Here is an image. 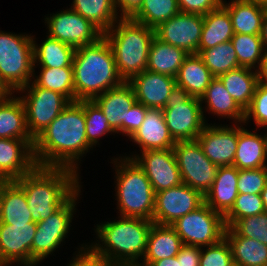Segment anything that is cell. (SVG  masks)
<instances>
[{
	"label": "cell",
	"mask_w": 267,
	"mask_h": 266,
	"mask_svg": "<svg viewBox=\"0 0 267 266\" xmlns=\"http://www.w3.org/2000/svg\"><path fill=\"white\" fill-rule=\"evenodd\" d=\"M179 12L177 0H143L139 9L130 18L155 29Z\"/></svg>",
	"instance_id": "cell-37"
},
{
	"label": "cell",
	"mask_w": 267,
	"mask_h": 266,
	"mask_svg": "<svg viewBox=\"0 0 267 266\" xmlns=\"http://www.w3.org/2000/svg\"><path fill=\"white\" fill-rule=\"evenodd\" d=\"M93 101L103 111L109 126L116 132L122 133V122L126 111L137 102L132 86L124 81L120 86L112 88L95 97Z\"/></svg>",
	"instance_id": "cell-22"
},
{
	"label": "cell",
	"mask_w": 267,
	"mask_h": 266,
	"mask_svg": "<svg viewBox=\"0 0 267 266\" xmlns=\"http://www.w3.org/2000/svg\"><path fill=\"white\" fill-rule=\"evenodd\" d=\"M69 266H115L104 257L96 254L90 247L85 244V247L82 245L80 251L73 258V261H70Z\"/></svg>",
	"instance_id": "cell-49"
},
{
	"label": "cell",
	"mask_w": 267,
	"mask_h": 266,
	"mask_svg": "<svg viewBox=\"0 0 267 266\" xmlns=\"http://www.w3.org/2000/svg\"><path fill=\"white\" fill-rule=\"evenodd\" d=\"M200 100L201 103L207 104L205 109L210 110L214 115L232 118L231 120L234 119L240 125L244 124L245 111L231 97L218 77L211 81Z\"/></svg>",
	"instance_id": "cell-34"
},
{
	"label": "cell",
	"mask_w": 267,
	"mask_h": 266,
	"mask_svg": "<svg viewBox=\"0 0 267 266\" xmlns=\"http://www.w3.org/2000/svg\"><path fill=\"white\" fill-rule=\"evenodd\" d=\"M233 36L234 31L230 14L221 4L217 9L203 16V28L198 50H205L231 41Z\"/></svg>",
	"instance_id": "cell-32"
},
{
	"label": "cell",
	"mask_w": 267,
	"mask_h": 266,
	"mask_svg": "<svg viewBox=\"0 0 267 266\" xmlns=\"http://www.w3.org/2000/svg\"><path fill=\"white\" fill-rule=\"evenodd\" d=\"M173 151L182 183L204 196L211 188L219 166L205 156L197 140L177 141Z\"/></svg>",
	"instance_id": "cell-11"
},
{
	"label": "cell",
	"mask_w": 267,
	"mask_h": 266,
	"mask_svg": "<svg viewBox=\"0 0 267 266\" xmlns=\"http://www.w3.org/2000/svg\"><path fill=\"white\" fill-rule=\"evenodd\" d=\"M232 127V128H231ZM207 125L196 138L205 156L217 166H232L238 143V126Z\"/></svg>",
	"instance_id": "cell-18"
},
{
	"label": "cell",
	"mask_w": 267,
	"mask_h": 266,
	"mask_svg": "<svg viewBox=\"0 0 267 266\" xmlns=\"http://www.w3.org/2000/svg\"><path fill=\"white\" fill-rule=\"evenodd\" d=\"M253 71V72H252ZM224 87L245 111L253 99L255 88L260 81L258 69L239 67L218 76Z\"/></svg>",
	"instance_id": "cell-29"
},
{
	"label": "cell",
	"mask_w": 267,
	"mask_h": 266,
	"mask_svg": "<svg viewBox=\"0 0 267 266\" xmlns=\"http://www.w3.org/2000/svg\"><path fill=\"white\" fill-rule=\"evenodd\" d=\"M260 37L262 39L264 48L267 49V11L263 20Z\"/></svg>",
	"instance_id": "cell-55"
},
{
	"label": "cell",
	"mask_w": 267,
	"mask_h": 266,
	"mask_svg": "<svg viewBox=\"0 0 267 266\" xmlns=\"http://www.w3.org/2000/svg\"><path fill=\"white\" fill-rule=\"evenodd\" d=\"M231 228L242 237L267 245V212L238 219Z\"/></svg>",
	"instance_id": "cell-43"
},
{
	"label": "cell",
	"mask_w": 267,
	"mask_h": 266,
	"mask_svg": "<svg viewBox=\"0 0 267 266\" xmlns=\"http://www.w3.org/2000/svg\"><path fill=\"white\" fill-rule=\"evenodd\" d=\"M35 77L36 86L59 92L70 102L75 101L73 67H41V73Z\"/></svg>",
	"instance_id": "cell-38"
},
{
	"label": "cell",
	"mask_w": 267,
	"mask_h": 266,
	"mask_svg": "<svg viewBox=\"0 0 267 266\" xmlns=\"http://www.w3.org/2000/svg\"><path fill=\"white\" fill-rule=\"evenodd\" d=\"M118 218L97 224L95 232L100 241L89 247L115 266H137L138 259L141 261L145 254L153 221L139 217Z\"/></svg>",
	"instance_id": "cell-3"
},
{
	"label": "cell",
	"mask_w": 267,
	"mask_h": 266,
	"mask_svg": "<svg viewBox=\"0 0 267 266\" xmlns=\"http://www.w3.org/2000/svg\"><path fill=\"white\" fill-rule=\"evenodd\" d=\"M48 36L70 45L74 49L93 44L103 32L91 21L69 8L47 16Z\"/></svg>",
	"instance_id": "cell-13"
},
{
	"label": "cell",
	"mask_w": 267,
	"mask_h": 266,
	"mask_svg": "<svg viewBox=\"0 0 267 266\" xmlns=\"http://www.w3.org/2000/svg\"><path fill=\"white\" fill-rule=\"evenodd\" d=\"M204 203V196L190 186H178L155 193L153 223L171 225Z\"/></svg>",
	"instance_id": "cell-14"
},
{
	"label": "cell",
	"mask_w": 267,
	"mask_h": 266,
	"mask_svg": "<svg viewBox=\"0 0 267 266\" xmlns=\"http://www.w3.org/2000/svg\"><path fill=\"white\" fill-rule=\"evenodd\" d=\"M180 12L198 14L204 16L206 13L217 9L222 0H177Z\"/></svg>",
	"instance_id": "cell-48"
},
{
	"label": "cell",
	"mask_w": 267,
	"mask_h": 266,
	"mask_svg": "<svg viewBox=\"0 0 267 266\" xmlns=\"http://www.w3.org/2000/svg\"><path fill=\"white\" fill-rule=\"evenodd\" d=\"M214 78L198 54H189L179 68L175 80L176 85L191 96L200 98Z\"/></svg>",
	"instance_id": "cell-28"
},
{
	"label": "cell",
	"mask_w": 267,
	"mask_h": 266,
	"mask_svg": "<svg viewBox=\"0 0 267 266\" xmlns=\"http://www.w3.org/2000/svg\"><path fill=\"white\" fill-rule=\"evenodd\" d=\"M34 65L39 63L41 67L62 68L73 67V59L76 49L57 39L47 38L38 46L33 37Z\"/></svg>",
	"instance_id": "cell-35"
},
{
	"label": "cell",
	"mask_w": 267,
	"mask_h": 266,
	"mask_svg": "<svg viewBox=\"0 0 267 266\" xmlns=\"http://www.w3.org/2000/svg\"><path fill=\"white\" fill-rule=\"evenodd\" d=\"M71 9L91 21L103 33L121 18L117 15L119 12L116 10L114 0H73Z\"/></svg>",
	"instance_id": "cell-36"
},
{
	"label": "cell",
	"mask_w": 267,
	"mask_h": 266,
	"mask_svg": "<svg viewBox=\"0 0 267 266\" xmlns=\"http://www.w3.org/2000/svg\"><path fill=\"white\" fill-rule=\"evenodd\" d=\"M201 100L175 85L162 109L165 123L173 139L196 140L207 125Z\"/></svg>",
	"instance_id": "cell-8"
},
{
	"label": "cell",
	"mask_w": 267,
	"mask_h": 266,
	"mask_svg": "<svg viewBox=\"0 0 267 266\" xmlns=\"http://www.w3.org/2000/svg\"><path fill=\"white\" fill-rule=\"evenodd\" d=\"M93 148L87 141L84 100L70 102L34 139L37 166L78 171L80 157Z\"/></svg>",
	"instance_id": "cell-1"
},
{
	"label": "cell",
	"mask_w": 267,
	"mask_h": 266,
	"mask_svg": "<svg viewBox=\"0 0 267 266\" xmlns=\"http://www.w3.org/2000/svg\"><path fill=\"white\" fill-rule=\"evenodd\" d=\"M267 184V167L259 169H244L238 173L239 194H259Z\"/></svg>",
	"instance_id": "cell-46"
},
{
	"label": "cell",
	"mask_w": 267,
	"mask_h": 266,
	"mask_svg": "<svg viewBox=\"0 0 267 266\" xmlns=\"http://www.w3.org/2000/svg\"><path fill=\"white\" fill-rule=\"evenodd\" d=\"M147 109L143 104L136 102L132 108L126 111L125 120L122 122V133L130 138L137 132L144 121Z\"/></svg>",
	"instance_id": "cell-47"
},
{
	"label": "cell",
	"mask_w": 267,
	"mask_h": 266,
	"mask_svg": "<svg viewBox=\"0 0 267 266\" xmlns=\"http://www.w3.org/2000/svg\"><path fill=\"white\" fill-rule=\"evenodd\" d=\"M84 115L86 121V136L88 143L93 147L102 135L116 133L104 116L103 111L93 100H84Z\"/></svg>",
	"instance_id": "cell-41"
},
{
	"label": "cell",
	"mask_w": 267,
	"mask_h": 266,
	"mask_svg": "<svg viewBox=\"0 0 267 266\" xmlns=\"http://www.w3.org/2000/svg\"><path fill=\"white\" fill-rule=\"evenodd\" d=\"M115 158L118 213L122 217L153 219L155 192L151 182L137 163L130 158Z\"/></svg>",
	"instance_id": "cell-6"
},
{
	"label": "cell",
	"mask_w": 267,
	"mask_h": 266,
	"mask_svg": "<svg viewBox=\"0 0 267 266\" xmlns=\"http://www.w3.org/2000/svg\"><path fill=\"white\" fill-rule=\"evenodd\" d=\"M33 44V36L0 31V78L13 93L34 78Z\"/></svg>",
	"instance_id": "cell-7"
},
{
	"label": "cell",
	"mask_w": 267,
	"mask_h": 266,
	"mask_svg": "<svg viewBox=\"0 0 267 266\" xmlns=\"http://www.w3.org/2000/svg\"><path fill=\"white\" fill-rule=\"evenodd\" d=\"M142 2L143 0H114L116 10L121 11V17H131L139 9Z\"/></svg>",
	"instance_id": "cell-51"
},
{
	"label": "cell",
	"mask_w": 267,
	"mask_h": 266,
	"mask_svg": "<svg viewBox=\"0 0 267 266\" xmlns=\"http://www.w3.org/2000/svg\"><path fill=\"white\" fill-rule=\"evenodd\" d=\"M0 223H33L24 190L14 181H0Z\"/></svg>",
	"instance_id": "cell-24"
},
{
	"label": "cell",
	"mask_w": 267,
	"mask_h": 266,
	"mask_svg": "<svg viewBox=\"0 0 267 266\" xmlns=\"http://www.w3.org/2000/svg\"><path fill=\"white\" fill-rule=\"evenodd\" d=\"M238 173L235 166H219L214 182L204 195V202L225 216L233 207L238 193Z\"/></svg>",
	"instance_id": "cell-23"
},
{
	"label": "cell",
	"mask_w": 267,
	"mask_h": 266,
	"mask_svg": "<svg viewBox=\"0 0 267 266\" xmlns=\"http://www.w3.org/2000/svg\"><path fill=\"white\" fill-rule=\"evenodd\" d=\"M261 197H262L263 205L265 208V212H267V184L261 192Z\"/></svg>",
	"instance_id": "cell-56"
},
{
	"label": "cell",
	"mask_w": 267,
	"mask_h": 266,
	"mask_svg": "<svg viewBox=\"0 0 267 266\" xmlns=\"http://www.w3.org/2000/svg\"><path fill=\"white\" fill-rule=\"evenodd\" d=\"M78 176L68 168L36 166L14 180L26 194L33 222L46 220L80 189Z\"/></svg>",
	"instance_id": "cell-2"
},
{
	"label": "cell",
	"mask_w": 267,
	"mask_h": 266,
	"mask_svg": "<svg viewBox=\"0 0 267 266\" xmlns=\"http://www.w3.org/2000/svg\"><path fill=\"white\" fill-rule=\"evenodd\" d=\"M13 92L6 86L0 78V101L9 98Z\"/></svg>",
	"instance_id": "cell-54"
},
{
	"label": "cell",
	"mask_w": 267,
	"mask_h": 266,
	"mask_svg": "<svg viewBox=\"0 0 267 266\" xmlns=\"http://www.w3.org/2000/svg\"><path fill=\"white\" fill-rule=\"evenodd\" d=\"M128 83L132 86L138 103L147 108L162 110L176 85V80L146 69L133 76Z\"/></svg>",
	"instance_id": "cell-20"
},
{
	"label": "cell",
	"mask_w": 267,
	"mask_h": 266,
	"mask_svg": "<svg viewBox=\"0 0 267 266\" xmlns=\"http://www.w3.org/2000/svg\"><path fill=\"white\" fill-rule=\"evenodd\" d=\"M37 223H0V266H32V244Z\"/></svg>",
	"instance_id": "cell-17"
},
{
	"label": "cell",
	"mask_w": 267,
	"mask_h": 266,
	"mask_svg": "<svg viewBox=\"0 0 267 266\" xmlns=\"http://www.w3.org/2000/svg\"><path fill=\"white\" fill-rule=\"evenodd\" d=\"M238 125V143L233 166L238 170L267 167L266 136Z\"/></svg>",
	"instance_id": "cell-25"
},
{
	"label": "cell",
	"mask_w": 267,
	"mask_h": 266,
	"mask_svg": "<svg viewBox=\"0 0 267 266\" xmlns=\"http://www.w3.org/2000/svg\"><path fill=\"white\" fill-rule=\"evenodd\" d=\"M103 36L110 44L120 77L128 82L147 69L148 54L155 31L144 24L121 17Z\"/></svg>",
	"instance_id": "cell-5"
},
{
	"label": "cell",
	"mask_w": 267,
	"mask_h": 266,
	"mask_svg": "<svg viewBox=\"0 0 267 266\" xmlns=\"http://www.w3.org/2000/svg\"><path fill=\"white\" fill-rule=\"evenodd\" d=\"M188 55L184 49L154 37L148 54L147 70L175 78Z\"/></svg>",
	"instance_id": "cell-33"
},
{
	"label": "cell",
	"mask_w": 267,
	"mask_h": 266,
	"mask_svg": "<svg viewBox=\"0 0 267 266\" xmlns=\"http://www.w3.org/2000/svg\"><path fill=\"white\" fill-rule=\"evenodd\" d=\"M197 54L215 77L241 67L231 41L205 50H198Z\"/></svg>",
	"instance_id": "cell-40"
},
{
	"label": "cell",
	"mask_w": 267,
	"mask_h": 266,
	"mask_svg": "<svg viewBox=\"0 0 267 266\" xmlns=\"http://www.w3.org/2000/svg\"><path fill=\"white\" fill-rule=\"evenodd\" d=\"M149 266H180V261L177 259V256H173L153 261Z\"/></svg>",
	"instance_id": "cell-52"
},
{
	"label": "cell",
	"mask_w": 267,
	"mask_h": 266,
	"mask_svg": "<svg viewBox=\"0 0 267 266\" xmlns=\"http://www.w3.org/2000/svg\"><path fill=\"white\" fill-rule=\"evenodd\" d=\"M201 247L183 244L176 255L180 266H199Z\"/></svg>",
	"instance_id": "cell-50"
},
{
	"label": "cell",
	"mask_w": 267,
	"mask_h": 266,
	"mask_svg": "<svg viewBox=\"0 0 267 266\" xmlns=\"http://www.w3.org/2000/svg\"><path fill=\"white\" fill-rule=\"evenodd\" d=\"M253 1H256L261 6L267 8V0H253Z\"/></svg>",
	"instance_id": "cell-57"
},
{
	"label": "cell",
	"mask_w": 267,
	"mask_h": 266,
	"mask_svg": "<svg viewBox=\"0 0 267 266\" xmlns=\"http://www.w3.org/2000/svg\"><path fill=\"white\" fill-rule=\"evenodd\" d=\"M130 139L145 150L173 148L176 141L171 136L161 109L148 108L144 121Z\"/></svg>",
	"instance_id": "cell-21"
},
{
	"label": "cell",
	"mask_w": 267,
	"mask_h": 266,
	"mask_svg": "<svg viewBox=\"0 0 267 266\" xmlns=\"http://www.w3.org/2000/svg\"><path fill=\"white\" fill-rule=\"evenodd\" d=\"M34 140L0 139V181L16 180L36 166Z\"/></svg>",
	"instance_id": "cell-19"
},
{
	"label": "cell",
	"mask_w": 267,
	"mask_h": 266,
	"mask_svg": "<svg viewBox=\"0 0 267 266\" xmlns=\"http://www.w3.org/2000/svg\"><path fill=\"white\" fill-rule=\"evenodd\" d=\"M75 101L93 100L120 86V77L110 44L101 37L93 44L77 48L73 59Z\"/></svg>",
	"instance_id": "cell-4"
},
{
	"label": "cell",
	"mask_w": 267,
	"mask_h": 266,
	"mask_svg": "<svg viewBox=\"0 0 267 266\" xmlns=\"http://www.w3.org/2000/svg\"><path fill=\"white\" fill-rule=\"evenodd\" d=\"M182 245L181 238L171 225L153 223L142 263L137 266H149L153 261L176 256Z\"/></svg>",
	"instance_id": "cell-26"
},
{
	"label": "cell",
	"mask_w": 267,
	"mask_h": 266,
	"mask_svg": "<svg viewBox=\"0 0 267 266\" xmlns=\"http://www.w3.org/2000/svg\"><path fill=\"white\" fill-rule=\"evenodd\" d=\"M235 266H267V245L248 237L239 236L231 227L226 228Z\"/></svg>",
	"instance_id": "cell-31"
},
{
	"label": "cell",
	"mask_w": 267,
	"mask_h": 266,
	"mask_svg": "<svg viewBox=\"0 0 267 266\" xmlns=\"http://www.w3.org/2000/svg\"><path fill=\"white\" fill-rule=\"evenodd\" d=\"M142 155L126 157L133 159L144 171L155 193L182 183L173 148L162 150H145Z\"/></svg>",
	"instance_id": "cell-15"
},
{
	"label": "cell",
	"mask_w": 267,
	"mask_h": 266,
	"mask_svg": "<svg viewBox=\"0 0 267 266\" xmlns=\"http://www.w3.org/2000/svg\"><path fill=\"white\" fill-rule=\"evenodd\" d=\"M183 244L206 247L220 242L225 235L224 216L205 202L171 224Z\"/></svg>",
	"instance_id": "cell-9"
},
{
	"label": "cell",
	"mask_w": 267,
	"mask_h": 266,
	"mask_svg": "<svg viewBox=\"0 0 267 266\" xmlns=\"http://www.w3.org/2000/svg\"><path fill=\"white\" fill-rule=\"evenodd\" d=\"M231 42L241 67L252 69L258 67V71L261 69L265 48L260 35L234 33Z\"/></svg>",
	"instance_id": "cell-39"
},
{
	"label": "cell",
	"mask_w": 267,
	"mask_h": 266,
	"mask_svg": "<svg viewBox=\"0 0 267 266\" xmlns=\"http://www.w3.org/2000/svg\"><path fill=\"white\" fill-rule=\"evenodd\" d=\"M265 212L262 197L259 194H238L231 210L224 216L226 228H230L238 219Z\"/></svg>",
	"instance_id": "cell-42"
},
{
	"label": "cell",
	"mask_w": 267,
	"mask_h": 266,
	"mask_svg": "<svg viewBox=\"0 0 267 266\" xmlns=\"http://www.w3.org/2000/svg\"><path fill=\"white\" fill-rule=\"evenodd\" d=\"M260 80L267 83V49L264 52V60L261 69L259 70Z\"/></svg>",
	"instance_id": "cell-53"
},
{
	"label": "cell",
	"mask_w": 267,
	"mask_h": 266,
	"mask_svg": "<svg viewBox=\"0 0 267 266\" xmlns=\"http://www.w3.org/2000/svg\"><path fill=\"white\" fill-rule=\"evenodd\" d=\"M252 116L257 127L267 128V83L261 80L255 88L249 107L245 110L244 123H247L246 121Z\"/></svg>",
	"instance_id": "cell-45"
},
{
	"label": "cell",
	"mask_w": 267,
	"mask_h": 266,
	"mask_svg": "<svg viewBox=\"0 0 267 266\" xmlns=\"http://www.w3.org/2000/svg\"><path fill=\"white\" fill-rule=\"evenodd\" d=\"M203 28V16L179 12L154 29L155 37L164 43L197 54Z\"/></svg>",
	"instance_id": "cell-16"
},
{
	"label": "cell",
	"mask_w": 267,
	"mask_h": 266,
	"mask_svg": "<svg viewBox=\"0 0 267 266\" xmlns=\"http://www.w3.org/2000/svg\"><path fill=\"white\" fill-rule=\"evenodd\" d=\"M222 5L230 14L234 33L260 35L267 8L253 0H222Z\"/></svg>",
	"instance_id": "cell-27"
},
{
	"label": "cell",
	"mask_w": 267,
	"mask_h": 266,
	"mask_svg": "<svg viewBox=\"0 0 267 266\" xmlns=\"http://www.w3.org/2000/svg\"><path fill=\"white\" fill-rule=\"evenodd\" d=\"M201 248L199 266H235L230 245L225 238L214 245L206 246L204 250Z\"/></svg>",
	"instance_id": "cell-44"
},
{
	"label": "cell",
	"mask_w": 267,
	"mask_h": 266,
	"mask_svg": "<svg viewBox=\"0 0 267 266\" xmlns=\"http://www.w3.org/2000/svg\"><path fill=\"white\" fill-rule=\"evenodd\" d=\"M31 85V86H30ZM27 90V92H26ZM27 93L20 96L25 111L26 125L31 137L35 139L70 103L61 93L28 83L18 92Z\"/></svg>",
	"instance_id": "cell-10"
},
{
	"label": "cell",
	"mask_w": 267,
	"mask_h": 266,
	"mask_svg": "<svg viewBox=\"0 0 267 266\" xmlns=\"http://www.w3.org/2000/svg\"><path fill=\"white\" fill-rule=\"evenodd\" d=\"M80 190L46 220L37 223L32 244V266L47 258L67 237Z\"/></svg>",
	"instance_id": "cell-12"
},
{
	"label": "cell",
	"mask_w": 267,
	"mask_h": 266,
	"mask_svg": "<svg viewBox=\"0 0 267 266\" xmlns=\"http://www.w3.org/2000/svg\"><path fill=\"white\" fill-rule=\"evenodd\" d=\"M34 140L26 125V111L22 100L11 95L0 101V139Z\"/></svg>",
	"instance_id": "cell-30"
}]
</instances>
